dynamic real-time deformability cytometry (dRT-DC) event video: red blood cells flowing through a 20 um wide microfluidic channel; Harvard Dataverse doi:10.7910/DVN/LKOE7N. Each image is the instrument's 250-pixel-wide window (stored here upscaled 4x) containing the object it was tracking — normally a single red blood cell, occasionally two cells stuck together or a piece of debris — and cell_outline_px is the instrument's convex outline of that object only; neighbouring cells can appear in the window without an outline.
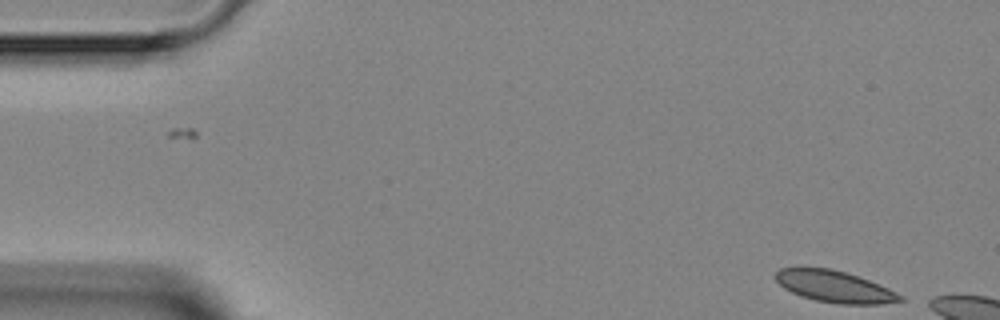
{"species": "Egyptian fruit bat (a non-hibernating species)", "species_latin": "Rousettus aegyptiacus", "temperature_condition": "room temperature", "stored_images_in_passage": 3, "camera_frame_rate_fps": 3000, "um_per_image_px": 0.085, "animal": {"sex": "female"}, "frame": {"image": 1, "passage_image": 1, "time_ms": 0.0, "image_size_px": [1000, 320], "cell_outline_px": [[904, 300], [880, 304], [840, 304], [816, 300], [800, 296], [784, 288], [776, 280], [776, 272], [780, 268], [832, 268], [868, 280], [888, 288], [904, 296]], "centroid_in_image_um": [70.94, 24.36], "position_along_channel_um": 14.1, "area_um2": 22.66}}